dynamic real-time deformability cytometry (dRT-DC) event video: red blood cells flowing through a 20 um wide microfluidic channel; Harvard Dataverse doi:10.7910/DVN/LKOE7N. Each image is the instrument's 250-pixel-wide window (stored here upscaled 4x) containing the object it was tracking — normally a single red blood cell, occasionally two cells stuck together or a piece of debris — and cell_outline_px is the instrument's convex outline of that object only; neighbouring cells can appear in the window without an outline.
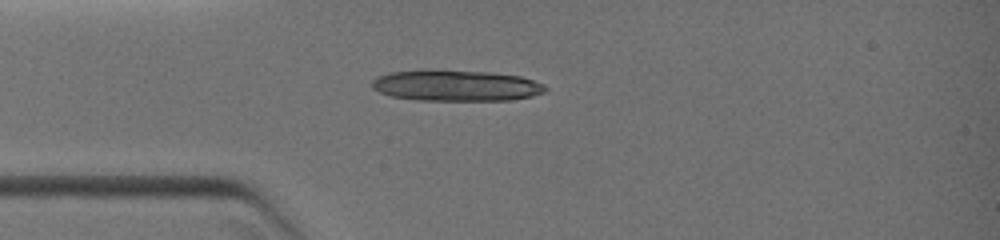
{"species": "common noctule bat (a hibernating species)", "species_latin": "Nyctalus noctula", "temperature_condition": "warm", "stored_images_in_passage": 3, "camera_frame_rate_fps": 3000, "um_per_image_px": 0.085, "animal": {"sex": "female", "body_mass_g": 19.0, "forearm_length_mm": 51.5}, "frame": {"image": 1, "passage_image": 1, "time_ms": 0.0, "image_size_px": [1000, 240], "cell_outline_px": [[548, 88], [544, 92], [532, 96], [512, 100], [416, 100], [392, 96], [380, 92], [372, 88], [372, 80], [376, 76], [388, 72], [420, 68], [492, 72], [520, 76], [544, 84]], "centroid_in_image_um": [38.71, 7.24], "position_along_channel_um": 46.3, "area_um2": 32.02}}